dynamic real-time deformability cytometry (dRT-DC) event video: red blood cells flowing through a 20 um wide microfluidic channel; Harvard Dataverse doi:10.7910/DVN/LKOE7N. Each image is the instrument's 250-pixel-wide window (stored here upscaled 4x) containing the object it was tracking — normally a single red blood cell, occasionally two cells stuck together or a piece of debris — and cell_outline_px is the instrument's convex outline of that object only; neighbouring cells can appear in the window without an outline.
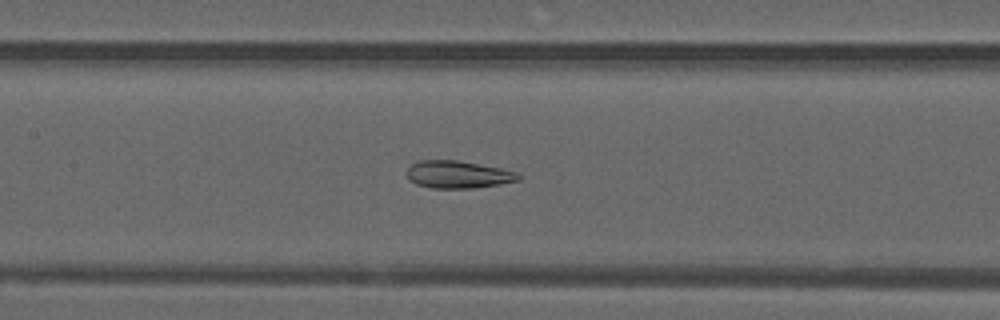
{"species": "common noctule bat (a hibernating species)", "species_latin": "Nyctalus noctula", "temperature_condition": "warm", "stored_images_in_passage": 43, "camera_frame_rate_fps": 3000, "um_per_image_px": 0.085, "animal": {"sex": "male", "forearm_length_mm": 52.5}, "frame": {"image": 1, "passage_image": 16, "time_ms": 5.0, "image_size_px": [1000, 320], "cell_outline_px": [[524, 176], [520, 180], [500, 184], [472, 188], [432, 188], [416, 184], [408, 180], [408, 168], [412, 164], [420, 160], [456, 160], [500, 168], [516, 172]], "centroid_in_image_um": [38.95, 14.84], "position_along_channel_um": 168.4, "area_um2": 17.8}}
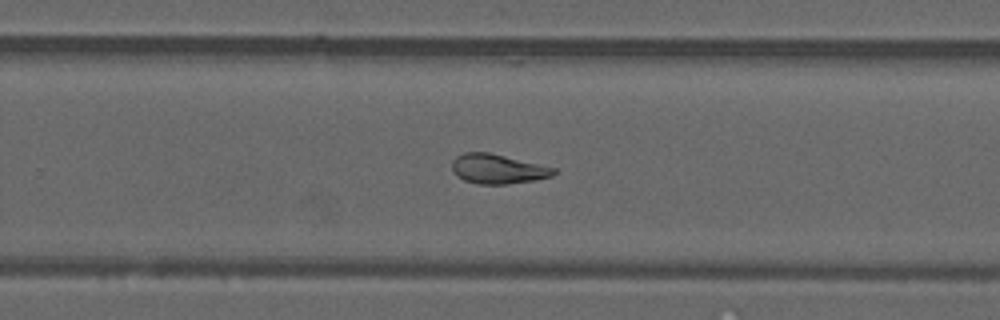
{"frame": {"image": 2, "passage_image": 25, "time_ms": 8.0, "image_size_px": [1000, 320], "cell_outline_px": [[556, 172], [552, 176], [536, 180], [508, 184], [476, 184], [464, 180], [456, 176], [452, 168], [452, 160], [456, 156], [464, 152], [488, 152], [556, 168]], "centroid_in_image_um": [42.29, 14.36], "position_along_channel_um": 287.5, "area_um2": 17.57}}
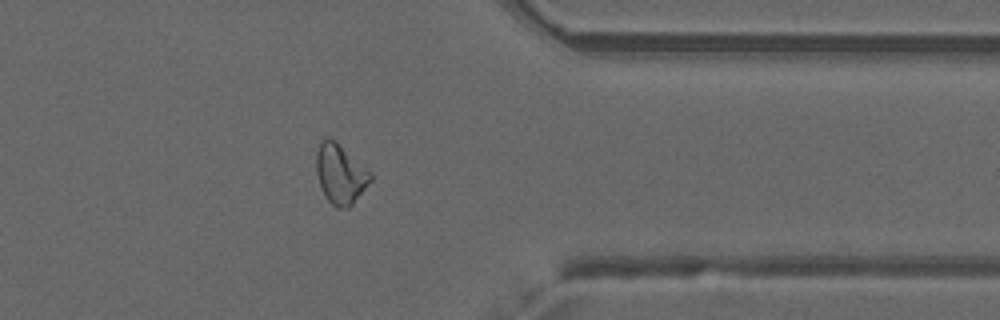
{"frame": {"image": 3, "passage_image": 33, "time_ms": 10.667, "image_size_px": [1000, 320], "cell_outline_px": [[372, 180], [352, 204], [348, 208], [336, 208], [328, 200], [320, 184], [316, 172], [316, 152], [320, 140], [328, 136], [372, 172]], "centroid_in_image_um": [28.92, 14.78], "position_along_channel_um": 382.5, "area_um2": 18.61}, "authors_computed_cell_mechanics": {"area_um2": 18.6116, "velocity_mm_per_s": 3.9921, "shape_relaxation_time_tau1_ms": null, "shape_relaxation_time_tau2_ms": 2.2291, "deformation_change_tau1": null, "deformation_change_tau2": 0.0768}}